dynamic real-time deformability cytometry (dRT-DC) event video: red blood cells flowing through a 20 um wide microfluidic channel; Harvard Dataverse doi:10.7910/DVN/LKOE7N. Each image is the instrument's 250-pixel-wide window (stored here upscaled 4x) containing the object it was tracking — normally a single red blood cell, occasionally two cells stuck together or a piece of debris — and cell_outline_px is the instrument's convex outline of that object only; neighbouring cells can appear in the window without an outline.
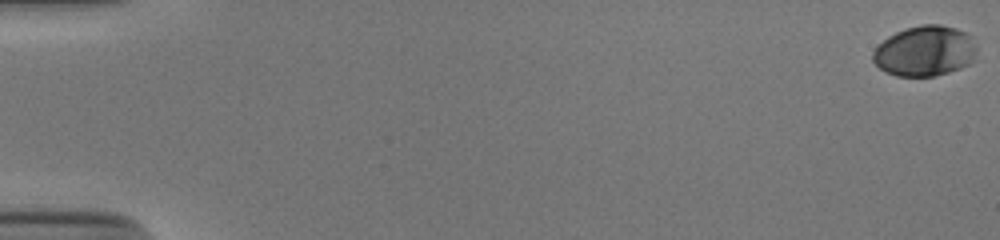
{"species": "human", "species_latin": "Homo sapiens", "temperature_condition": "cold", "stored_images_in_passage": 55, "camera_frame_rate_fps": 3000, "um_per_image_px": 0.085, "donor": {"sex": "male"}, "frame": {"image": 1, "passage_image": 1, "time_ms": 0.0, "image_size_px": [1000, 240], "cell_outline_px": [[976, 60], [960, 68], [948, 72], [932, 76], [896, 76], [880, 68], [872, 60], [872, 52], [888, 36], [904, 28], [920, 24], [940, 24], [956, 28], [972, 36], [976, 48]], "centroid_in_image_um": [78.63, 4.32], "position_along_channel_um": 6.4, "area_um2": 30.63}}
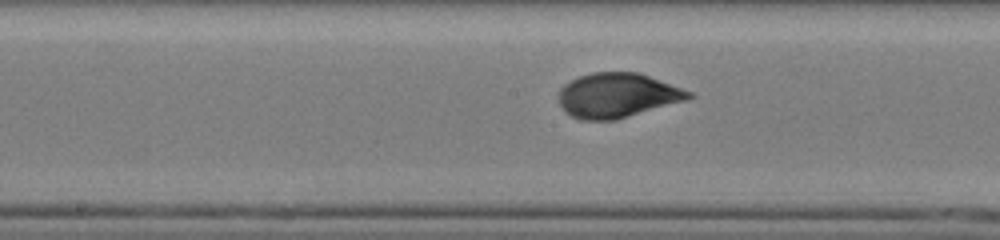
{"frame": {"image": 2, "passage_image": 30, "time_ms": 9.667, "image_size_px": [1000, 240], "cell_outline_px": [[696, 96], [688, 100], [616, 120], [584, 120], [572, 116], [560, 104], [560, 88], [564, 84], [580, 76], [592, 72], [640, 72], [692, 92]], "centroid_in_image_um": [52.54, 8.1], "position_along_channel_um": 195.7, "area_um2": 33.76}}
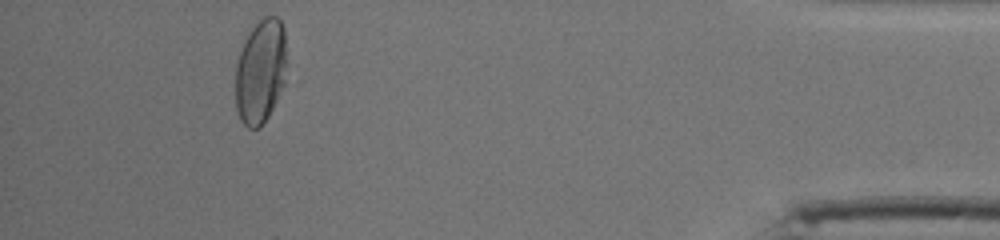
{"frame": {"image": 3, "passage_image": 51, "time_ms": 16.667, "image_size_px": [1000, 240], "cell_outline_px": [[284, 84], [268, 116], [260, 128], [248, 128], [240, 120], [236, 108], [236, 64], [244, 40], [252, 28], [264, 16], [276, 16], [280, 20], [284, 28]], "centroid_in_image_um": [22.12, 6.08], "position_along_channel_um": 413.1, "area_um2": 30.69}, "authors_computed_cell_mechanics": {"area_um2": 32.368, "velocity_mm_per_s": 3.8738, "shape_relaxation_time_tau1_ms": 3.9077, "shape_relaxation_time_tau2_ms": null, "deformation_change_tau1": 0.1847, "deformation_change_tau2": null}}